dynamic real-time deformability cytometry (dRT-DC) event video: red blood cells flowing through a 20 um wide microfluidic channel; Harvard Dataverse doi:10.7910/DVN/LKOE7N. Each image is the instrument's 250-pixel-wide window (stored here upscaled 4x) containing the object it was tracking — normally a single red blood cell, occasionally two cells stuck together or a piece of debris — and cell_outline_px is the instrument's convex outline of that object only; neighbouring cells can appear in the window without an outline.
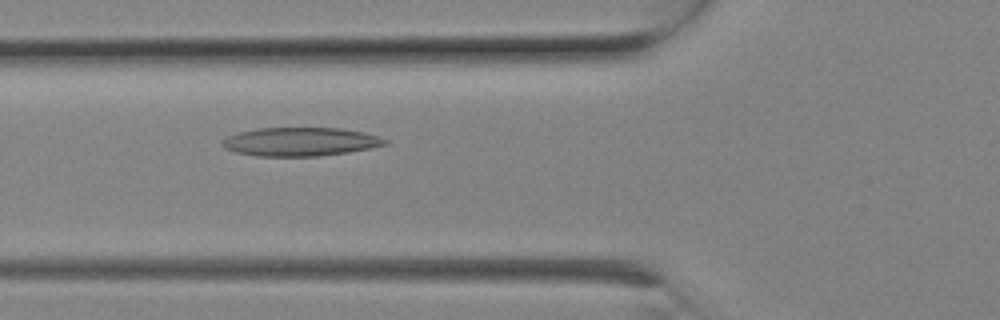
{"species": "Egyptian fruit bat (a non-hibernating species)", "species_latin": "Rousettus aegyptiacus", "temperature_condition": "room temperature", "stored_images_in_passage": 7, "camera_frame_rate_fps": 3000, "um_per_image_px": 0.085, "animal": {"sex": "female"}, "frame": {"image": 1, "passage_image": 7, "time_ms": 2.0, "image_size_px": [1000, 320], "cell_outline_px": [[388, 144], [372, 148], [348, 152], [320, 156], [256, 156], [236, 152], [224, 148], [220, 144], [220, 140], [228, 136], [240, 132], [260, 128], [340, 128], [364, 132], [388, 140]], "centroid_in_image_um": [25.52, 12.05], "position_along_channel_um": 100.3, "area_um2": 27.17}}